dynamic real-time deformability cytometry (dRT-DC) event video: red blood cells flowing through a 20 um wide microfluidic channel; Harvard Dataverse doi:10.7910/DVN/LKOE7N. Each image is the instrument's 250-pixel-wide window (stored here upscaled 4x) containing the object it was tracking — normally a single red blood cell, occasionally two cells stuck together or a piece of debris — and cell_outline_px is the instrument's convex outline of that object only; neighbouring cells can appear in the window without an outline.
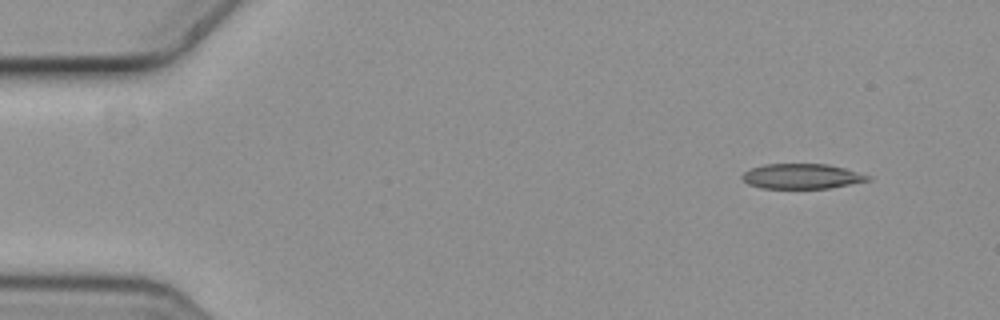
{"species": "common noctule bat (a hibernating species)", "species_latin": "Nyctalus noctula", "temperature_condition": "cold", "stored_images_in_passage": 4, "camera_frame_rate_fps": 3000, "um_per_image_px": 0.085, "animal": {"sex": "female", "body_mass_g": 19.3, "forearm_length_mm": 54.1}, "frame": {"image": 1, "passage_image": 1, "time_ms": 0.0, "image_size_px": [1000, 320], "cell_outline_px": [[872, 180], [828, 188], [764, 188], [748, 184], [740, 176], [744, 172], [752, 168], [764, 164], [828, 164], [844, 168], [872, 176]], "centroid_in_image_um": [68.17, 14.98], "position_along_channel_um": 16.8, "area_um2": 18.26}}
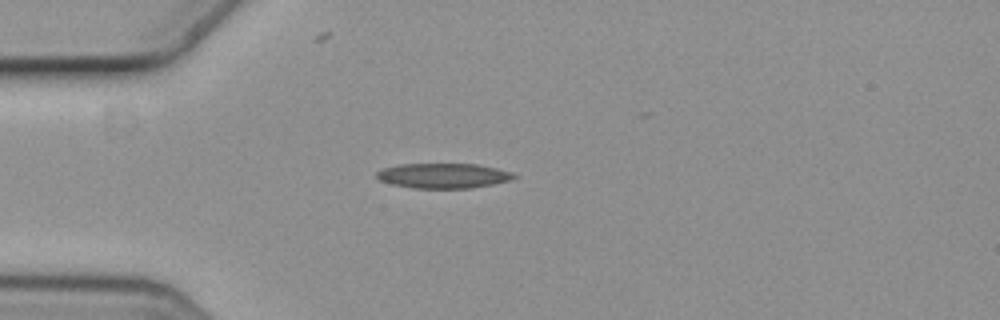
{"frame": {"image": 2, "passage_image": 4, "time_ms": 1.0, "image_size_px": [1000, 320], "cell_outline_px": [[516, 176], [508, 180], [492, 184], [472, 188], [412, 188], [392, 184], [380, 180], [376, 176], [376, 172], [384, 168], [400, 164], [476, 164], [496, 168], [512, 172]], "centroid_in_image_um": [37.65, 14.93], "position_along_channel_um": 47.3, "area_um2": 19.77}}